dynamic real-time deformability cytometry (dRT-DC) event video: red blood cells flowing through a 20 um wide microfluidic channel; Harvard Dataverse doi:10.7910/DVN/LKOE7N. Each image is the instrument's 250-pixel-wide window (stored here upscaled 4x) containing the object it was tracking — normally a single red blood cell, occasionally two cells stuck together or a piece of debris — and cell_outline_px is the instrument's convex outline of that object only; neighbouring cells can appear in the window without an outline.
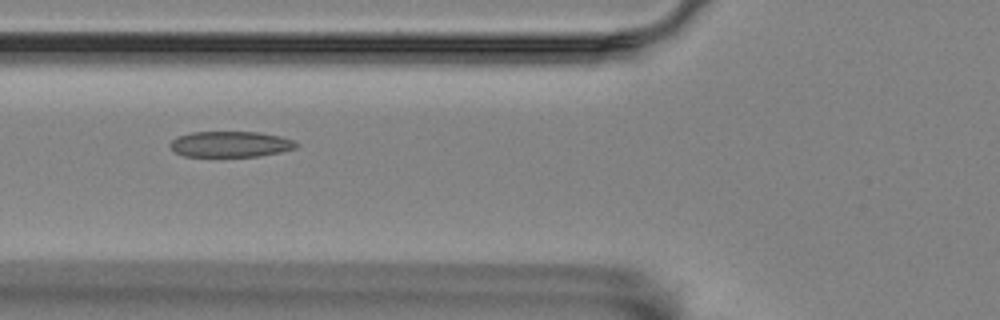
{"species": "Egyptian fruit bat (a non-hibernating species)", "species_latin": "Rousettus aegyptiacus", "temperature_condition": "room temperature", "stored_images_in_passage": 10, "camera_frame_rate_fps": 3000, "um_per_image_px": 0.085, "animal": {"sex": "female"}, "frame": {"image": 1, "passage_image": 6, "time_ms": 1.667, "image_size_px": [1000, 320], "cell_outline_px": [[300, 144], [296, 148], [280, 152], [260, 156], [184, 156], [176, 152], [168, 144], [176, 136], [192, 132], [260, 132], [280, 136], [292, 140]], "centroid_in_image_um": [19.59, 12.25], "position_along_channel_um": 106.2, "area_um2": 18.96}}
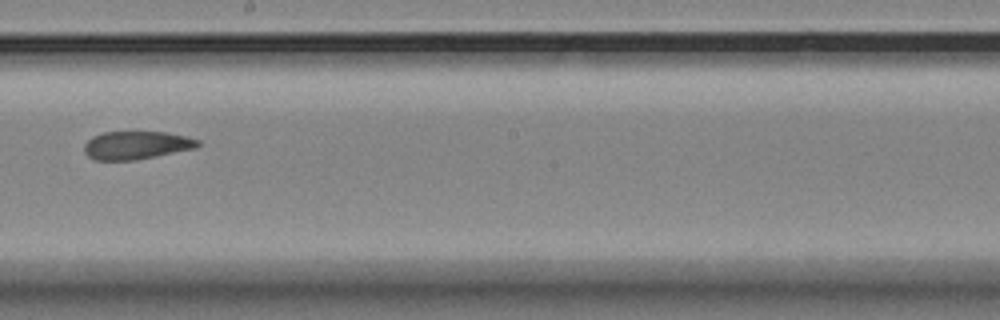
{"frame": {"image": 2, "passage_image": 9, "time_ms": 2.667, "image_size_px": [1000, 320], "cell_outline_px": [[200, 144], [196, 148], [136, 160], [96, 160], [88, 156], [84, 152], [84, 144], [92, 136], [104, 132], [164, 132], [184, 136], [200, 140]], "centroid_in_image_um": [11.58, 12.34], "position_along_channel_um": 236.6, "area_um2": 18.55}}
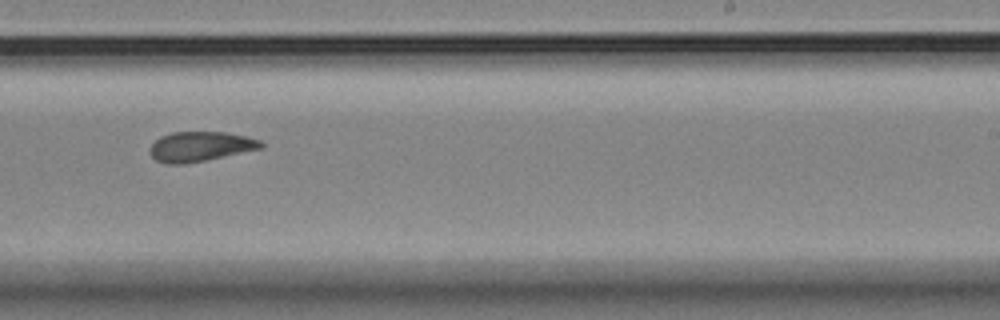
{"frame": {"image": 3, "passage_image": 10, "time_ms": 3.0, "image_size_px": [1000, 320], "cell_outline_px": [[264, 148], [208, 160], [184, 164], [168, 164], [156, 160], [148, 152], [152, 144], [160, 136], [172, 132], [224, 132], [248, 136], [260, 140], [264, 144]], "centroid_in_image_um": [17.05, 12.46], "position_along_channel_um": 271.9, "area_um2": 19.54}}